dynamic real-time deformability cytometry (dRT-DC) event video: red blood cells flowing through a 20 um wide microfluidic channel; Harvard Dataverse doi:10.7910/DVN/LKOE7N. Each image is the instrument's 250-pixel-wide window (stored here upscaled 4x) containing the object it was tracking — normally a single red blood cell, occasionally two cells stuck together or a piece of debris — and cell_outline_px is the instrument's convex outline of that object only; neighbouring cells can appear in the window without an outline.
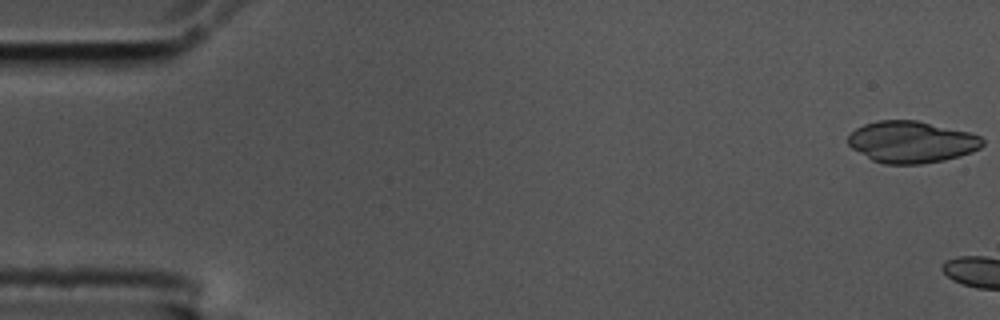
{"species": "common noctule bat (a hibernating species)", "species_latin": "Nyctalus noctula", "temperature_condition": "cold", "stored_images_in_passage": 4, "camera_frame_rate_fps": 3000, "um_per_image_px": 0.085, "animal": {"sex": "male", "body_mass_g": 17.5, "forearm_length_mm": 52.3}, "frame": {"image": 1, "passage_image": 1, "time_ms": 0.0, "image_size_px": [1000, 320], "cell_outline_px": [[984, 144], [980, 148], [972, 152], [960, 156], [944, 160], [920, 164], [884, 164], [872, 160], [852, 148], [848, 144], [848, 136], [856, 128], [864, 124], [876, 120], [916, 120], [968, 132], [980, 136], [984, 140]], "centroid_in_image_um": [77.48, 12.07], "position_along_channel_um": 7.5, "area_um2": 32.66}}